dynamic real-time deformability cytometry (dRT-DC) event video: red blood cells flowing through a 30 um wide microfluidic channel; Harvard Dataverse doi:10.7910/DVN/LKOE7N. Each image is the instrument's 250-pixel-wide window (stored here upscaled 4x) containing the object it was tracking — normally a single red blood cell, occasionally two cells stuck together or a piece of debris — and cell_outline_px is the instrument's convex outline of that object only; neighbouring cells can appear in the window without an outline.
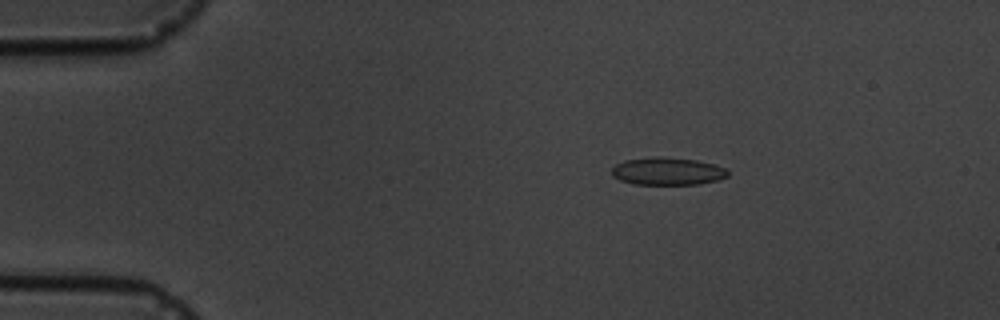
{"species": "common noctule bat (a hibernating species)", "species_latin": "Nyctalus noctula", "temperature_condition": "cold", "stored_images_in_passage": 5, "camera_frame_rate_fps": 3000, "um_per_image_px": 0.085, "animal": {"sex": "male", "body_mass_g": 19.5, "forearm_length_mm": 54.6}, "frame": {"image": 1, "passage_image": 3, "time_ms": 2.333, "image_size_px": [1000, 320], "cell_outline_px": [[728, 176], [716, 180], [700, 184], [632, 184], [620, 180], [612, 176], [612, 168], [616, 164], [624, 160], [652, 156], [664, 156], [696, 160], [716, 164], [724, 168], [728, 172]], "centroid_in_image_um": [56.71, 14.54], "position_along_channel_um": 28.3, "area_um2": 18.84}}